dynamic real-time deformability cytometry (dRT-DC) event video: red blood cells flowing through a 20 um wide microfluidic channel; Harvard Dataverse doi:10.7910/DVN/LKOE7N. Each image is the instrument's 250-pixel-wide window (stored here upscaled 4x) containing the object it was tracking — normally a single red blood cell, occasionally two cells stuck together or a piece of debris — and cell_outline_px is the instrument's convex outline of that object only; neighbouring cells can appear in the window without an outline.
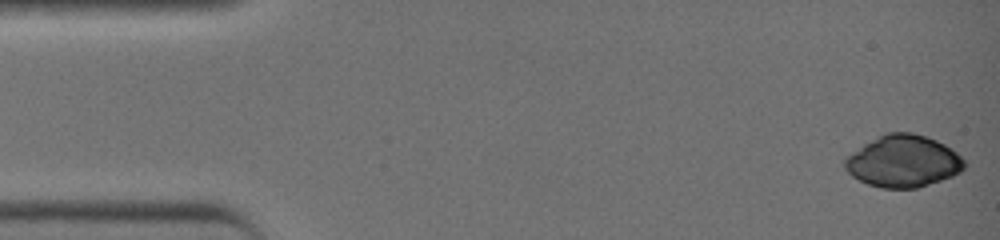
{"species": "common noctule bat (a hibernating species)", "species_latin": "Nyctalus noctula", "temperature_condition": "warm", "stored_images_in_passage": 12, "camera_frame_rate_fps": 3000, "um_per_image_px": 0.085, "animal": {"sex": "female", "body_mass_g": 19.0, "forearm_length_mm": 51.5}, "frame": {"image": 1, "passage_image": 1, "time_ms": 0.0, "image_size_px": [1000, 240], "cell_outline_px": [[964, 168], [952, 176], [916, 188], [884, 188], [868, 184], [852, 176], [848, 172], [844, 164], [848, 156], [880, 136], [888, 132], [908, 132], [924, 136], [936, 140], [944, 144], [956, 152], [964, 160]], "centroid_in_image_um": [76.8, 13.72], "position_along_channel_um": 8.2, "area_um2": 35.2}}